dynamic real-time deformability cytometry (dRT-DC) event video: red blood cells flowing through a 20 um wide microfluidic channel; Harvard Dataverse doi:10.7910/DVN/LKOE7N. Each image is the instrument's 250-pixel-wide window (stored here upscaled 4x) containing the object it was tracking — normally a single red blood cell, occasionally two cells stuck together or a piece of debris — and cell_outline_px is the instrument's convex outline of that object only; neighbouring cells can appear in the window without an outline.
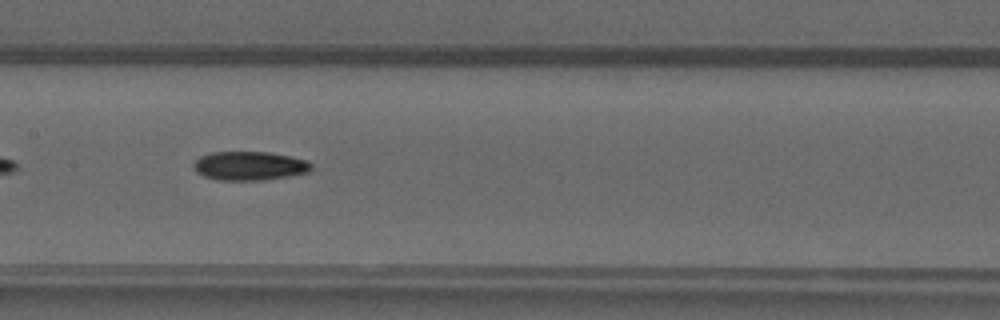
{"species": "common noctule bat (a hibernating species)", "species_latin": "Nyctalus noctula", "temperature_condition": "warm", "stored_images_in_passage": 48, "camera_frame_rate_fps": 3000, "um_per_image_px": 0.085, "animal": {"sex": "male", "forearm_length_mm": 52.5}, "frame": {"image": 1, "passage_image": 24, "time_ms": 7.667, "image_size_px": [1000, 320], "cell_outline_px": [[312, 168], [308, 172], [288, 176], [264, 180], [216, 180], [204, 176], [196, 172], [192, 168], [192, 164], [200, 156], [212, 152], [268, 152], [288, 156], [304, 160], [312, 164]], "centroid_in_image_um": [21.15, 14.1], "position_along_channel_um": 186.2, "area_um2": 19.77}}
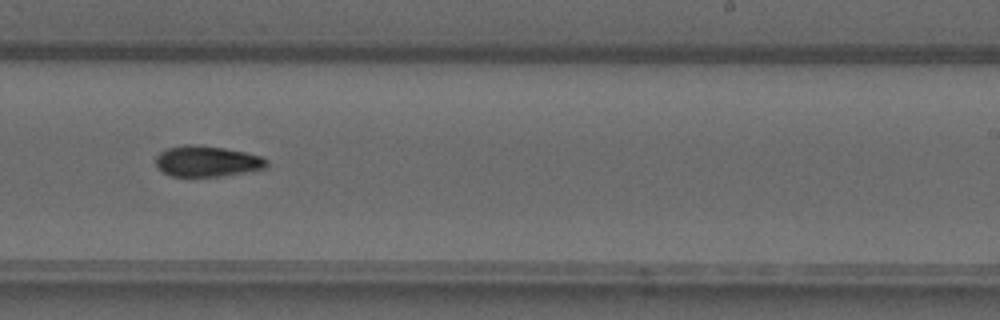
{"frame": {"image": 2, "passage_image": 30, "time_ms": 9.667, "image_size_px": [1000, 320], "cell_outline_px": [[268, 164], [264, 168], [224, 176], [168, 176], [156, 164], [156, 156], [160, 152], [168, 148], [184, 144], [200, 144], [224, 148], [244, 152], [260, 156], [268, 160]], "centroid_in_image_um": [17.58, 13.7], "position_along_channel_um": 271.4, "area_um2": 19.88}}
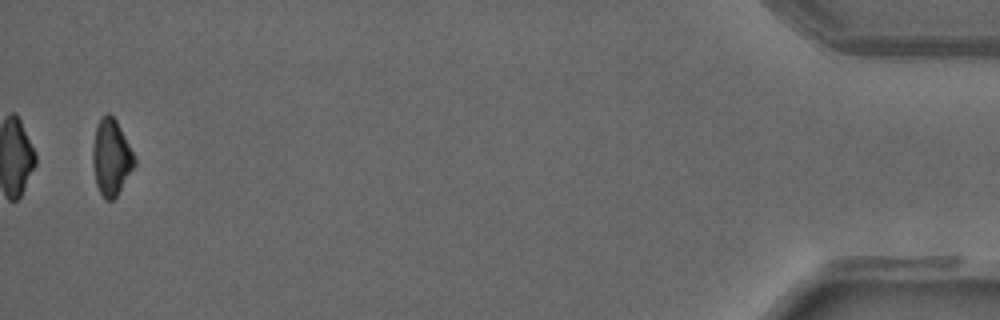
{"frame": {"image": 3, "passage_image": 47, "time_ms": 15.333, "image_size_px": [1000, 320], "cell_outline_px": [[136, 164], [116, 196], [112, 200], [104, 200], [96, 184], [92, 164], [92, 148], [96, 124], [108, 112], [116, 120], [136, 160]], "centroid_in_image_um": [9.43, 13.39], "position_along_channel_um": 425.8, "area_um2": 18.32}}